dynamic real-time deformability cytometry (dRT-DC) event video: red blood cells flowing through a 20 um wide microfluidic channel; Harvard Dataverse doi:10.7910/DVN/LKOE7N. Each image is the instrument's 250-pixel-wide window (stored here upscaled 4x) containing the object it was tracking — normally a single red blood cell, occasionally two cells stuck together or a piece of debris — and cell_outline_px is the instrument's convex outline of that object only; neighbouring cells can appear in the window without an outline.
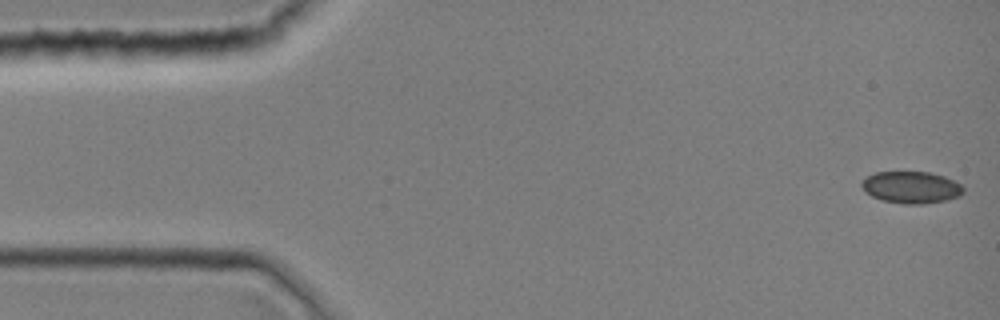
{"species": "common noctule bat (a hibernating species)", "species_latin": "Nyctalus noctula", "temperature_condition": "room temperature", "stored_images_in_passage": 40, "camera_frame_rate_fps": 3000, "um_per_image_px": 0.085, "animal": {"sex": "female", "body_mass_g": 19.0, "forearm_length_mm": 51.5}, "frame": {"image": 1, "passage_image": 1, "time_ms": 0.0, "image_size_px": [1000, 320], "cell_outline_px": [[964, 192], [960, 196], [948, 200], [920, 204], [904, 204], [884, 200], [872, 196], [860, 184], [868, 176], [876, 172], [928, 172], [944, 176], [960, 184], [964, 188]], "centroid_in_image_um": [77.5, 15.92], "position_along_channel_um": 7.5, "area_um2": 18.67}}
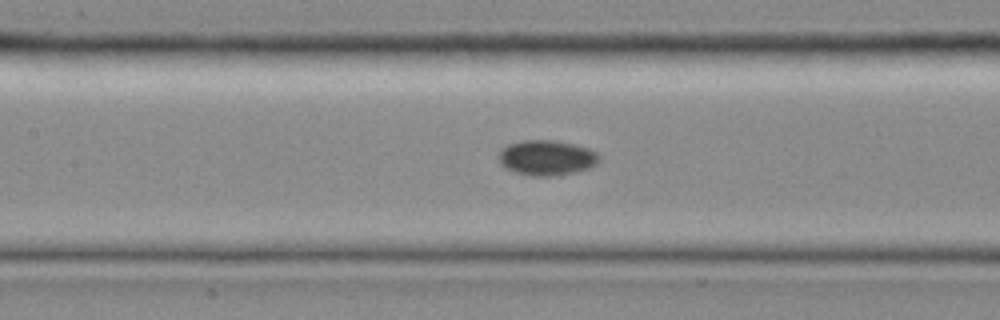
{"frame": {"image": 2, "passage_image": 18, "time_ms": 5.667, "image_size_px": [1000, 320], "cell_outline_px": [[600, 160], [596, 164], [588, 168], [576, 172], [556, 176], [532, 176], [516, 172], [504, 168], [500, 164], [496, 156], [500, 148], [508, 144], [520, 140], [556, 140], [576, 144], [588, 148], [596, 152], [600, 156]], "centroid_in_image_um": [46.43, 13.4], "position_along_channel_um": 161.0, "area_um2": 21.1}}
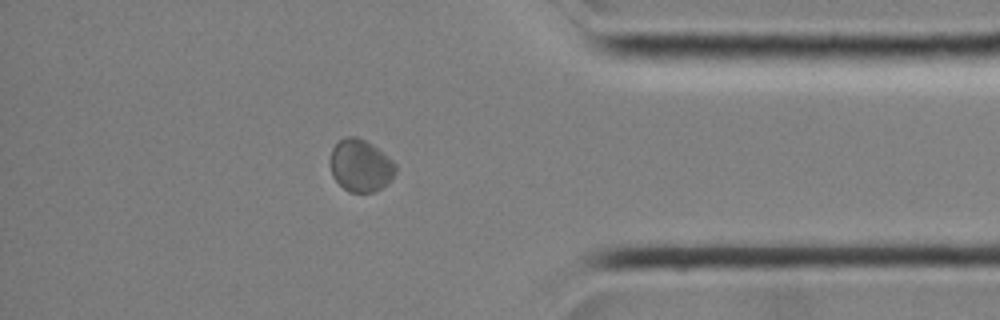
{"frame": {"image": 3, "passage_image": 34, "time_ms": 11.0, "image_size_px": [1000, 320], "cell_outline_px": [[396, 172], [380, 188], [372, 192], [348, 192], [332, 176], [328, 164], [328, 160], [332, 148], [344, 136], [356, 136], [372, 144], [388, 156], [396, 164]], "centroid_in_image_um": [30.59, 14.05], "position_along_channel_um": 404.6, "area_um2": 19.94}}